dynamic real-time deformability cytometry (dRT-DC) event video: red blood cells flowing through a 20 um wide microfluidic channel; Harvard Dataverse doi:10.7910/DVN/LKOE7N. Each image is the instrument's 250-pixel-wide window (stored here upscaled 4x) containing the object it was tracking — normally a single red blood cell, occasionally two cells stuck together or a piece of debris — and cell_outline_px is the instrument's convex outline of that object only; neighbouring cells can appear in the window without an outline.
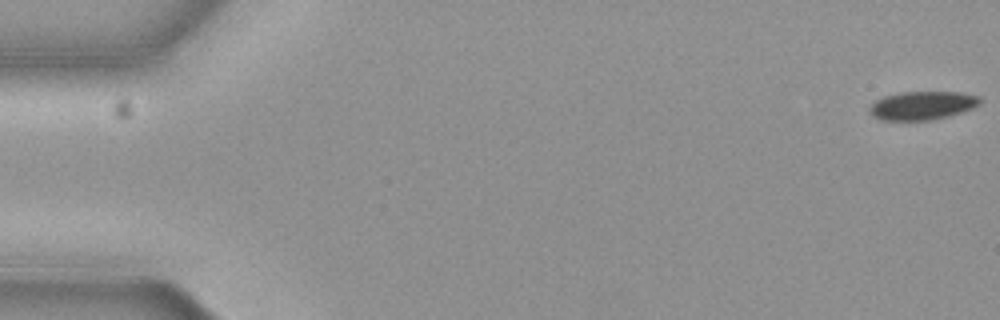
{"species": "common noctule bat (a hibernating species)", "species_latin": "Nyctalus noctula", "temperature_condition": "cold", "stored_images_in_passage": 57, "camera_frame_rate_fps": 3000, "um_per_image_px": 0.085, "animal": {"sex": "female", "body_mass_g": 19.3, "forearm_length_mm": 54.1}, "frame": {"image": 1, "passage_image": 1, "time_ms": 0.0, "image_size_px": [1000, 320], "cell_outline_px": [[980, 104], [972, 108], [948, 116], [928, 120], [880, 120], [872, 116], [868, 112], [868, 108], [876, 100], [884, 96], [900, 92], [960, 92], [980, 96]], "centroid_in_image_um": [78.36, 8.96], "position_along_channel_um": 6.6, "area_um2": 18.32}}
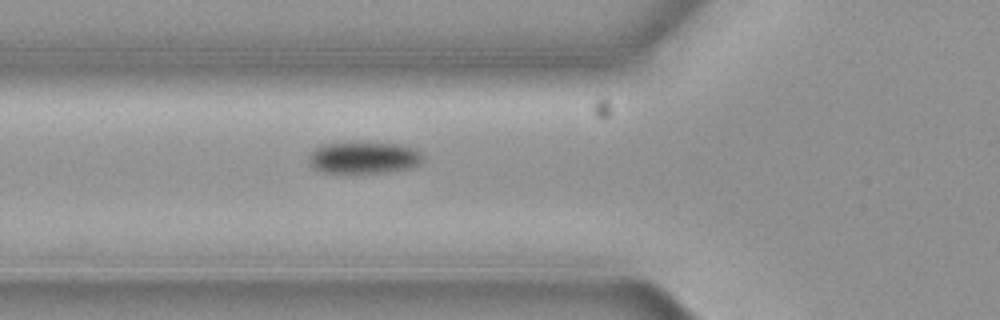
{"frame": {"image": 2, "passage_image": 21, "time_ms": 6.667, "image_size_px": [1000, 320], "cell_outline_px": [[420, 160], [412, 168], [392, 172], [320, 172], [312, 168], [308, 160], [308, 156], [316, 148], [324, 144], [356, 140], [400, 144], [416, 148], [420, 152]], "centroid_in_image_um": [30.89, 13.36], "position_along_channel_um": 94.9, "area_um2": 21.68}}
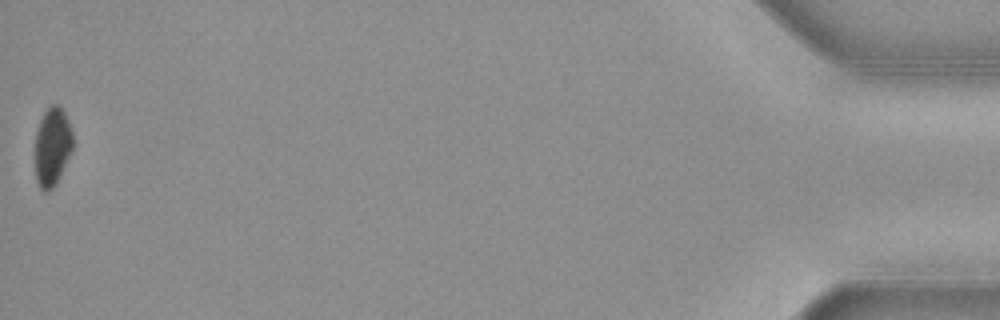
{"frame": {"image": 3, "passage_image": 57, "time_ms": 18.667, "image_size_px": [1000, 320], "cell_outline_px": [[72, 148], [56, 184], [48, 192], [44, 192], [40, 188], [36, 180], [36, 132], [40, 120], [44, 112], [52, 104], [60, 104], [68, 120], [72, 132]], "centroid_in_image_um": [4.44, 12.45], "position_along_channel_um": 430.8, "area_um2": 17.05}, "authors_computed_cell_mechanics": {"area_um2": 20.4034, "velocity_mm_per_s": 3.6703, "shape_relaxation_time_tau1_ms": 2.8307, "shape_relaxation_time_tau2_ms": null, "deformation_change_tau1": 0.0474, "deformation_change_tau2": null}}